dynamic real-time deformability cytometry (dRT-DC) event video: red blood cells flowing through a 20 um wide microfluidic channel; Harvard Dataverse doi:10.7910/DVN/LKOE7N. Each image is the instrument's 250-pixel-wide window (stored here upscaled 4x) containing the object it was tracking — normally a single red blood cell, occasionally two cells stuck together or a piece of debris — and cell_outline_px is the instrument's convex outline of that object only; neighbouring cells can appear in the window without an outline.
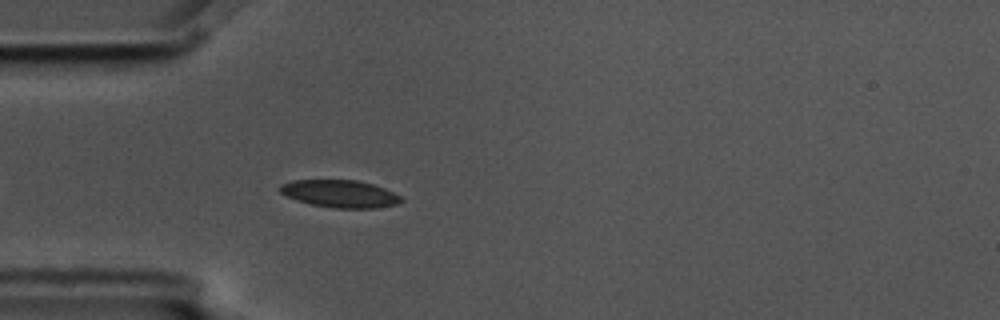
{"species": "common noctule bat (a hibernating species)", "species_latin": "Nyctalus noctula", "temperature_condition": "cold", "stored_images_in_passage": 2, "camera_frame_rate_fps": 3000, "um_per_image_px": 0.085, "animal": {"sex": "male", "body_mass_g": 17.5, "forearm_length_mm": 52.3}, "frame": {"image": 1, "passage_image": 2, "time_ms": 0.333, "image_size_px": [1000, 320], "cell_outline_px": [[404, 200], [396, 204], [376, 208], [332, 208], [312, 204], [296, 200], [280, 192], [280, 184], [292, 180], [356, 180], [372, 184], [384, 188], [400, 196]], "centroid_in_image_um": [28.89, 16.47], "position_along_channel_um": 56.1, "area_um2": 19.25}}